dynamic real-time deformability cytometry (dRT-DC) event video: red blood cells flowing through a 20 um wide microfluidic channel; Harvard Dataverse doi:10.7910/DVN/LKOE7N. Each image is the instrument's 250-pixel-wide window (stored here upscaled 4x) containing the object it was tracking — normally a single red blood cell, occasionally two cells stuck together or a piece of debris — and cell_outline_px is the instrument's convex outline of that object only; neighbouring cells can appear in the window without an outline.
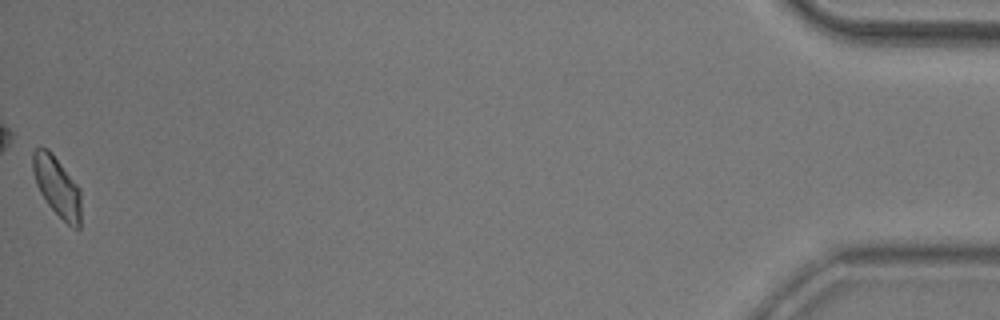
{"species": "common noctule bat (a hibernating species)", "species_latin": "Nyctalus noctula", "temperature_condition": "room temperature", "stored_images_in_passage": 53, "camera_frame_rate_fps": 3000, "um_per_image_px": 0.085, "animal": {"sex": "male", "body_mass_g": 20.5, "forearm_length_mm": 52.5}, "frame": {"image": 1, "passage_image": 53, "time_ms": 17.333, "image_size_px": [1000, 320], "cell_outline_px": [[80, 228], [72, 228], [48, 204], [40, 192], [36, 184], [32, 172], [32, 152], [36, 148], [48, 148], [52, 152], [80, 188]], "centroid_in_image_um": [4.83, 15.82], "position_along_channel_um": 430.4, "area_um2": 16.76}, "authors_computed_cell_mechanics": {"area_um2": 17.6868, "velocity_mm_per_s": 3.8348, "shape_relaxation_time_tau1_ms": 4.7974, "shape_relaxation_time_tau2_ms": null, "deformation_change_tau1": 0.1137, "deformation_change_tau2": null}}